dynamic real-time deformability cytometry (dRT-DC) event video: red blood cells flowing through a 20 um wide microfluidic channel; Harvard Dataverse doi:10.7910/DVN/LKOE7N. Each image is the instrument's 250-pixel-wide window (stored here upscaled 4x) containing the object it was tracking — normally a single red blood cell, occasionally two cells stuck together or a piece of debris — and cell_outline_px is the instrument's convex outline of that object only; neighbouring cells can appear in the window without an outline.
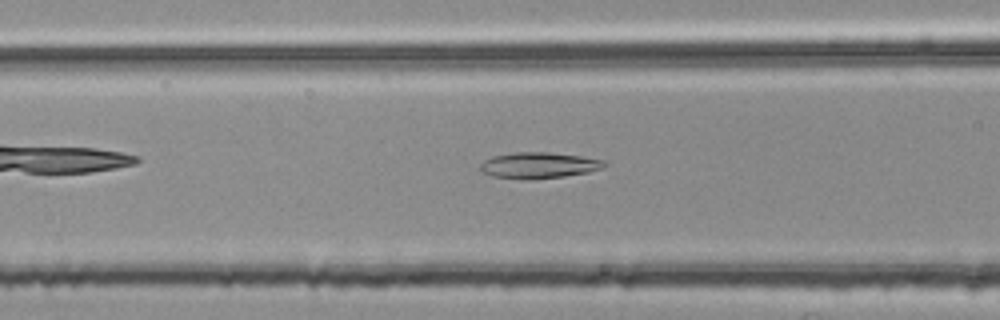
{"species": "common noctule bat (a hibernating species)", "species_latin": "Nyctalus noctula", "temperature_condition": "room temperature", "stored_images_in_passage": 40, "camera_frame_rate_fps": 3000, "um_per_image_px": 0.085, "animal": {"sex": "female", "body_mass_g": 25.1}, "frame": {"image": 1, "passage_image": 10, "time_ms": 3.0, "image_size_px": [1000, 320], "cell_outline_px": [[608, 164], [600, 168], [588, 172], [564, 176], [528, 180], [524, 180], [492, 176], [484, 172], [480, 168], [480, 164], [484, 160], [492, 156], [516, 152], [548, 152], [580, 156], [604, 160]], "centroid_in_image_um": [45.77, 14.05], "position_along_channel_um": 120.8, "area_um2": 18.79}}
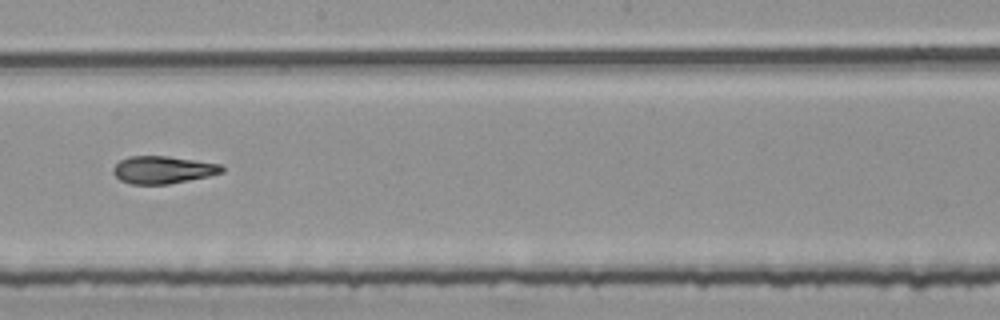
{"frame": {"image": 2, "passage_image": 19, "time_ms": 6.0, "image_size_px": [1000, 320], "cell_outline_px": [[224, 172], [208, 176], [168, 184], [132, 184], [120, 180], [112, 172], [112, 168], [120, 160], [128, 156], [168, 156], [220, 164], [224, 168]], "centroid_in_image_um": [13.82, 14.43], "position_along_channel_um": 234.4, "area_um2": 17.34}}
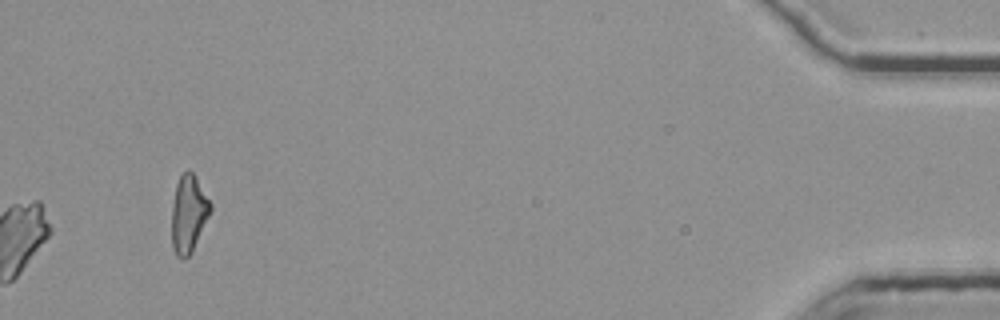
{"frame": {"image": 3, "passage_image": 40, "time_ms": 13.0, "image_size_px": [1000, 320], "cell_outline_px": [[212, 212], [192, 252], [184, 260], [180, 260], [176, 256], [172, 248], [172, 204], [176, 184], [180, 176], [188, 168], [192, 172], [212, 204]], "centroid_in_image_um": [16.03, 18.22], "position_along_channel_um": 419.2, "area_um2": 17.74}, "authors_computed_cell_mechanics": {"area_um2": 17.8891, "velocity_mm_per_s": 3.7798, "shape_relaxation_time_tau1_ms": 4.7369, "shape_relaxation_time_tau2_ms": 4.3072, "deformation_change_tau1": 0.159, "deformation_change_tau2": 0.1358}}